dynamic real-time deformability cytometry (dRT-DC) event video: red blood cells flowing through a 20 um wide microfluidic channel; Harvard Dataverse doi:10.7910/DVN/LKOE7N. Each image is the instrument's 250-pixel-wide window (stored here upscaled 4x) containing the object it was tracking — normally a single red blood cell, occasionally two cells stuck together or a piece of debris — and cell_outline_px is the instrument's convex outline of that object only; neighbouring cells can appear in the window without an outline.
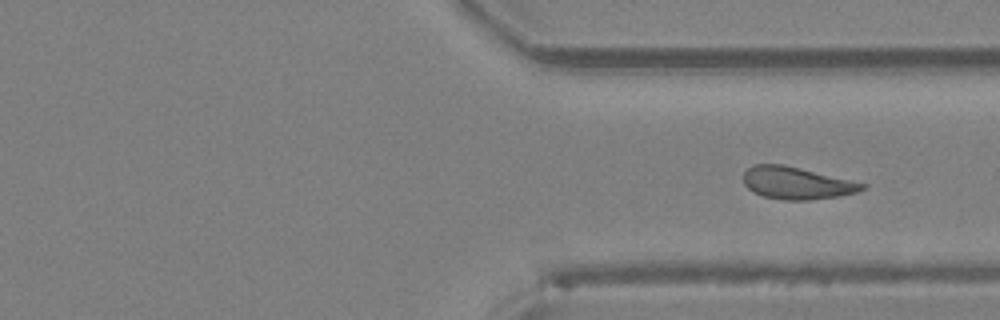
{"species": "Egyptian fruit bat (a non-hibernating species)", "species_latin": "Rousettus aegyptiacus", "temperature_condition": "room temperature", "stored_images_in_passage": 28, "segment_of_instrument_passage": [2, 2], "camera_frame_rate_fps": 3000, "um_per_image_px": 0.085, "animal": {"sex": "female"}, "frame": {"image": 1, "passage_image": 28, "time_ms": 9.0, "image_size_px": [1000, 320], "cell_outline_px": [[868, 184], [864, 188], [856, 192], [836, 196], [808, 200], [784, 200], [764, 196], [752, 192], [744, 184], [744, 172], [752, 164], [784, 164]], "centroid_in_image_um": [67.68, 15.55], "position_along_channel_um": 343.7, "area_um2": 22.2}}